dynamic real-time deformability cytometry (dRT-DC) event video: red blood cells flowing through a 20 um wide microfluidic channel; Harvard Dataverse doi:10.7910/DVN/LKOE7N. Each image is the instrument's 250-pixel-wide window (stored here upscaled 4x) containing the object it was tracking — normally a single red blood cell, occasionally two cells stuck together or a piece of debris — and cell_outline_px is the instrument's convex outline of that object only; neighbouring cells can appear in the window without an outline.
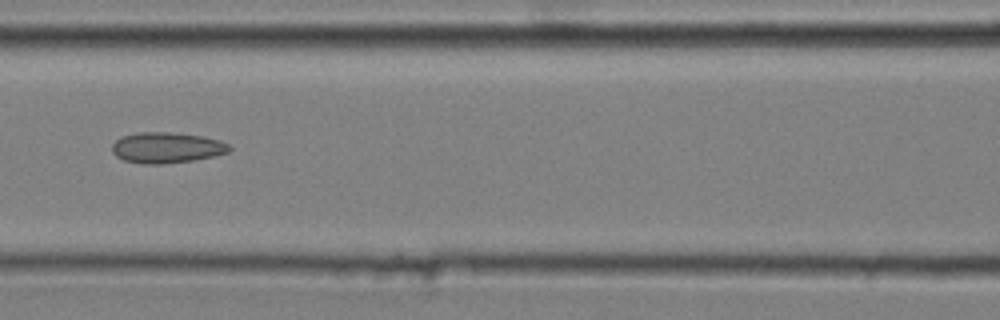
{"species": "common noctule bat (a hibernating species)", "species_latin": "Nyctalus noctula", "temperature_condition": "cold", "stored_images_in_passage": 9, "camera_frame_rate_fps": 3000, "um_per_image_px": 0.085, "animal": {"sex": "male", "body_mass_g": 20.4}, "frame": {"image": 1, "passage_image": 6, "time_ms": 1.667, "image_size_px": [1000, 320], "cell_outline_px": [[232, 148], [228, 152], [196, 160], [160, 164], [144, 164], [124, 160], [116, 156], [112, 152], [112, 144], [120, 136], [136, 132], [168, 132], [200, 136], [220, 140], [228, 144]], "centroid_in_image_um": [14.13, 12.55], "position_along_channel_um": 152.5, "area_um2": 21.04}}
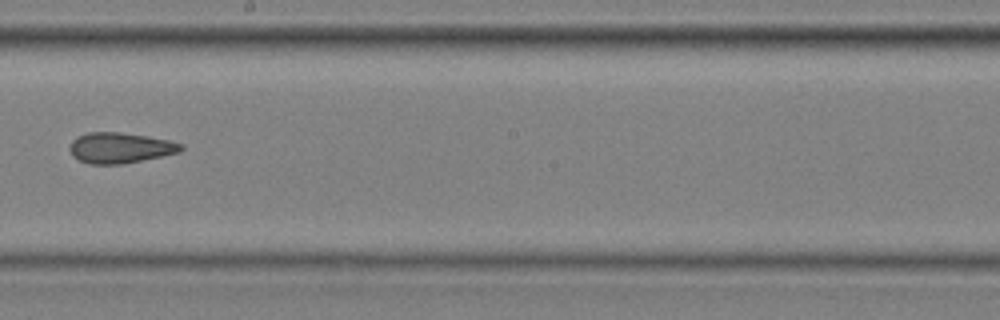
{"frame": {"image": 2, "passage_image": 8, "time_ms": 2.333, "image_size_px": [1000, 320], "cell_outline_px": [[184, 148], [180, 152], [120, 164], [88, 164], [72, 156], [68, 148], [72, 140], [76, 136], [88, 132], [120, 132], [148, 136], [168, 140], [184, 144]], "centroid_in_image_um": [10.18, 12.55], "position_along_channel_um": 238.0, "area_um2": 19.88}}
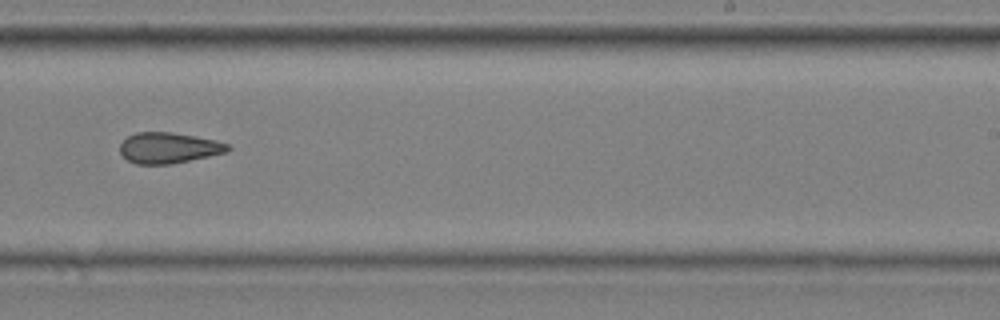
{"frame": {"image": 3, "passage_image": 9, "time_ms": 2.667, "image_size_px": [1000, 320], "cell_outline_px": [[232, 148], [228, 152], [172, 164], [136, 164], [128, 160], [120, 152], [120, 144], [128, 136], [136, 132], [172, 132], [216, 140], [228, 144]], "centroid_in_image_um": [14.35, 12.57], "position_along_channel_um": 274.6, "area_um2": 19.36}}